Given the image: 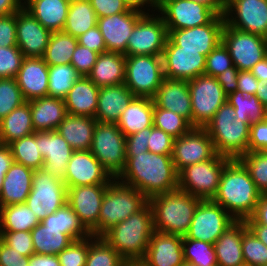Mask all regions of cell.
I'll return each mask as SVG.
<instances>
[{
	"label": "cell",
	"mask_w": 267,
	"mask_h": 266,
	"mask_svg": "<svg viewBox=\"0 0 267 266\" xmlns=\"http://www.w3.org/2000/svg\"><path fill=\"white\" fill-rule=\"evenodd\" d=\"M136 188L148 199L178 189V172L172 155H161L150 151L126 157L123 171L116 178Z\"/></svg>",
	"instance_id": "1"
},
{
	"label": "cell",
	"mask_w": 267,
	"mask_h": 266,
	"mask_svg": "<svg viewBox=\"0 0 267 266\" xmlns=\"http://www.w3.org/2000/svg\"><path fill=\"white\" fill-rule=\"evenodd\" d=\"M262 193L238 160H230L224 167L217 194L212 199L236 221H245L254 213Z\"/></svg>",
	"instance_id": "2"
},
{
	"label": "cell",
	"mask_w": 267,
	"mask_h": 266,
	"mask_svg": "<svg viewBox=\"0 0 267 266\" xmlns=\"http://www.w3.org/2000/svg\"><path fill=\"white\" fill-rule=\"evenodd\" d=\"M153 213L147 203L140 211L107 230L101 237L127 261L143 260L154 232Z\"/></svg>",
	"instance_id": "3"
},
{
	"label": "cell",
	"mask_w": 267,
	"mask_h": 266,
	"mask_svg": "<svg viewBox=\"0 0 267 266\" xmlns=\"http://www.w3.org/2000/svg\"><path fill=\"white\" fill-rule=\"evenodd\" d=\"M201 200L179 189L149 198L154 230L184 237Z\"/></svg>",
	"instance_id": "4"
},
{
	"label": "cell",
	"mask_w": 267,
	"mask_h": 266,
	"mask_svg": "<svg viewBox=\"0 0 267 266\" xmlns=\"http://www.w3.org/2000/svg\"><path fill=\"white\" fill-rule=\"evenodd\" d=\"M235 115V109L226 101L204 127L216 153L231 160L248 152L250 133V126Z\"/></svg>",
	"instance_id": "5"
},
{
	"label": "cell",
	"mask_w": 267,
	"mask_h": 266,
	"mask_svg": "<svg viewBox=\"0 0 267 266\" xmlns=\"http://www.w3.org/2000/svg\"><path fill=\"white\" fill-rule=\"evenodd\" d=\"M147 203L148 198L136 188L112 179L102 200L98 224L90 234L101 237L111 227L140 211Z\"/></svg>",
	"instance_id": "6"
},
{
	"label": "cell",
	"mask_w": 267,
	"mask_h": 266,
	"mask_svg": "<svg viewBox=\"0 0 267 266\" xmlns=\"http://www.w3.org/2000/svg\"><path fill=\"white\" fill-rule=\"evenodd\" d=\"M230 160L216 154L212 159L184 167L178 172V189L202 200L213 199L221 173Z\"/></svg>",
	"instance_id": "7"
},
{
	"label": "cell",
	"mask_w": 267,
	"mask_h": 266,
	"mask_svg": "<svg viewBox=\"0 0 267 266\" xmlns=\"http://www.w3.org/2000/svg\"><path fill=\"white\" fill-rule=\"evenodd\" d=\"M163 78L162 55L126 56L124 84L136 97L152 99Z\"/></svg>",
	"instance_id": "8"
},
{
	"label": "cell",
	"mask_w": 267,
	"mask_h": 266,
	"mask_svg": "<svg viewBox=\"0 0 267 266\" xmlns=\"http://www.w3.org/2000/svg\"><path fill=\"white\" fill-rule=\"evenodd\" d=\"M126 137L116 124L97 122L90 152L116 179L126 164Z\"/></svg>",
	"instance_id": "9"
},
{
	"label": "cell",
	"mask_w": 267,
	"mask_h": 266,
	"mask_svg": "<svg viewBox=\"0 0 267 266\" xmlns=\"http://www.w3.org/2000/svg\"><path fill=\"white\" fill-rule=\"evenodd\" d=\"M67 203V187L43 168L35 170L32 188L25 204L43 221Z\"/></svg>",
	"instance_id": "10"
},
{
	"label": "cell",
	"mask_w": 267,
	"mask_h": 266,
	"mask_svg": "<svg viewBox=\"0 0 267 266\" xmlns=\"http://www.w3.org/2000/svg\"><path fill=\"white\" fill-rule=\"evenodd\" d=\"M188 87L192 105V126L204 128L227 101V95L215 77L205 74L188 81Z\"/></svg>",
	"instance_id": "11"
},
{
	"label": "cell",
	"mask_w": 267,
	"mask_h": 266,
	"mask_svg": "<svg viewBox=\"0 0 267 266\" xmlns=\"http://www.w3.org/2000/svg\"><path fill=\"white\" fill-rule=\"evenodd\" d=\"M222 42L239 71H250L267 56V38L229 27L226 23L222 30Z\"/></svg>",
	"instance_id": "12"
},
{
	"label": "cell",
	"mask_w": 267,
	"mask_h": 266,
	"mask_svg": "<svg viewBox=\"0 0 267 266\" xmlns=\"http://www.w3.org/2000/svg\"><path fill=\"white\" fill-rule=\"evenodd\" d=\"M236 220L212 199L201 200L183 239H194L214 244Z\"/></svg>",
	"instance_id": "13"
},
{
	"label": "cell",
	"mask_w": 267,
	"mask_h": 266,
	"mask_svg": "<svg viewBox=\"0 0 267 266\" xmlns=\"http://www.w3.org/2000/svg\"><path fill=\"white\" fill-rule=\"evenodd\" d=\"M168 38L162 16L144 13L129 36L126 56L162 55Z\"/></svg>",
	"instance_id": "14"
},
{
	"label": "cell",
	"mask_w": 267,
	"mask_h": 266,
	"mask_svg": "<svg viewBox=\"0 0 267 266\" xmlns=\"http://www.w3.org/2000/svg\"><path fill=\"white\" fill-rule=\"evenodd\" d=\"M164 77L190 81L203 75L206 56L199 50L182 49L167 38L162 53Z\"/></svg>",
	"instance_id": "15"
},
{
	"label": "cell",
	"mask_w": 267,
	"mask_h": 266,
	"mask_svg": "<svg viewBox=\"0 0 267 266\" xmlns=\"http://www.w3.org/2000/svg\"><path fill=\"white\" fill-rule=\"evenodd\" d=\"M212 139L204 128L193 127L174 140L172 160L177 172L188 165L201 163L216 155Z\"/></svg>",
	"instance_id": "16"
},
{
	"label": "cell",
	"mask_w": 267,
	"mask_h": 266,
	"mask_svg": "<svg viewBox=\"0 0 267 266\" xmlns=\"http://www.w3.org/2000/svg\"><path fill=\"white\" fill-rule=\"evenodd\" d=\"M224 17L229 27L267 38V0H226Z\"/></svg>",
	"instance_id": "17"
},
{
	"label": "cell",
	"mask_w": 267,
	"mask_h": 266,
	"mask_svg": "<svg viewBox=\"0 0 267 266\" xmlns=\"http://www.w3.org/2000/svg\"><path fill=\"white\" fill-rule=\"evenodd\" d=\"M167 30L193 28L210 23L217 14L190 0H165L159 7Z\"/></svg>",
	"instance_id": "18"
},
{
	"label": "cell",
	"mask_w": 267,
	"mask_h": 266,
	"mask_svg": "<svg viewBox=\"0 0 267 266\" xmlns=\"http://www.w3.org/2000/svg\"><path fill=\"white\" fill-rule=\"evenodd\" d=\"M225 17L217 15L210 23L193 28L167 30L168 38L182 49L199 50L207 56L221 41Z\"/></svg>",
	"instance_id": "19"
},
{
	"label": "cell",
	"mask_w": 267,
	"mask_h": 266,
	"mask_svg": "<svg viewBox=\"0 0 267 266\" xmlns=\"http://www.w3.org/2000/svg\"><path fill=\"white\" fill-rule=\"evenodd\" d=\"M114 179L90 150L74 151L66 168L67 188L83 185H109Z\"/></svg>",
	"instance_id": "20"
},
{
	"label": "cell",
	"mask_w": 267,
	"mask_h": 266,
	"mask_svg": "<svg viewBox=\"0 0 267 266\" xmlns=\"http://www.w3.org/2000/svg\"><path fill=\"white\" fill-rule=\"evenodd\" d=\"M144 13L143 9L132 7L124 13L97 18V26L104 38L106 51L126 56L129 36Z\"/></svg>",
	"instance_id": "21"
},
{
	"label": "cell",
	"mask_w": 267,
	"mask_h": 266,
	"mask_svg": "<svg viewBox=\"0 0 267 266\" xmlns=\"http://www.w3.org/2000/svg\"><path fill=\"white\" fill-rule=\"evenodd\" d=\"M35 141L44 158L43 169L56 179L64 181L68 162L75 150L57 130L36 131Z\"/></svg>",
	"instance_id": "22"
},
{
	"label": "cell",
	"mask_w": 267,
	"mask_h": 266,
	"mask_svg": "<svg viewBox=\"0 0 267 266\" xmlns=\"http://www.w3.org/2000/svg\"><path fill=\"white\" fill-rule=\"evenodd\" d=\"M109 185H83L67 188V204L90 232L97 224L101 204Z\"/></svg>",
	"instance_id": "23"
},
{
	"label": "cell",
	"mask_w": 267,
	"mask_h": 266,
	"mask_svg": "<svg viewBox=\"0 0 267 266\" xmlns=\"http://www.w3.org/2000/svg\"><path fill=\"white\" fill-rule=\"evenodd\" d=\"M51 34L23 7L16 12L17 47L24 57L42 58Z\"/></svg>",
	"instance_id": "24"
},
{
	"label": "cell",
	"mask_w": 267,
	"mask_h": 266,
	"mask_svg": "<svg viewBox=\"0 0 267 266\" xmlns=\"http://www.w3.org/2000/svg\"><path fill=\"white\" fill-rule=\"evenodd\" d=\"M183 237L154 231L142 260L148 266H182Z\"/></svg>",
	"instance_id": "25"
},
{
	"label": "cell",
	"mask_w": 267,
	"mask_h": 266,
	"mask_svg": "<svg viewBox=\"0 0 267 266\" xmlns=\"http://www.w3.org/2000/svg\"><path fill=\"white\" fill-rule=\"evenodd\" d=\"M48 67L42 58H23L15 78L26 101L48 96Z\"/></svg>",
	"instance_id": "26"
},
{
	"label": "cell",
	"mask_w": 267,
	"mask_h": 266,
	"mask_svg": "<svg viewBox=\"0 0 267 266\" xmlns=\"http://www.w3.org/2000/svg\"><path fill=\"white\" fill-rule=\"evenodd\" d=\"M152 100L155 106L183 116L192 125V105L188 81L164 77Z\"/></svg>",
	"instance_id": "27"
},
{
	"label": "cell",
	"mask_w": 267,
	"mask_h": 266,
	"mask_svg": "<svg viewBox=\"0 0 267 266\" xmlns=\"http://www.w3.org/2000/svg\"><path fill=\"white\" fill-rule=\"evenodd\" d=\"M135 97L125 84L101 87L95 119L101 123L116 124L121 113Z\"/></svg>",
	"instance_id": "28"
},
{
	"label": "cell",
	"mask_w": 267,
	"mask_h": 266,
	"mask_svg": "<svg viewBox=\"0 0 267 266\" xmlns=\"http://www.w3.org/2000/svg\"><path fill=\"white\" fill-rule=\"evenodd\" d=\"M34 170L13 163L6 172L0 192V208L25 203L31 188Z\"/></svg>",
	"instance_id": "29"
},
{
	"label": "cell",
	"mask_w": 267,
	"mask_h": 266,
	"mask_svg": "<svg viewBox=\"0 0 267 266\" xmlns=\"http://www.w3.org/2000/svg\"><path fill=\"white\" fill-rule=\"evenodd\" d=\"M245 221H235L213 244L217 266H245L242 235L247 230Z\"/></svg>",
	"instance_id": "30"
},
{
	"label": "cell",
	"mask_w": 267,
	"mask_h": 266,
	"mask_svg": "<svg viewBox=\"0 0 267 266\" xmlns=\"http://www.w3.org/2000/svg\"><path fill=\"white\" fill-rule=\"evenodd\" d=\"M99 89L88 77L81 76L64 99L67 114L95 118Z\"/></svg>",
	"instance_id": "31"
},
{
	"label": "cell",
	"mask_w": 267,
	"mask_h": 266,
	"mask_svg": "<svg viewBox=\"0 0 267 266\" xmlns=\"http://www.w3.org/2000/svg\"><path fill=\"white\" fill-rule=\"evenodd\" d=\"M70 2L71 0H26L23 8L43 27L58 32L63 31L65 26Z\"/></svg>",
	"instance_id": "32"
},
{
	"label": "cell",
	"mask_w": 267,
	"mask_h": 266,
	"mask_svg": "<svg viewBox=\"0 0 267 266\" xmlns=\"http://www.w3.org/2000/svg\"><path fill=\"white\" fill-rule=\"evenodd\" d=\"M28 102L35 132L56 130L67 115L63 99L46 96Z\"/></svg>",
	"instance_id": "33"
},
{
	"label": "cell",
	"mask_w": 267,
	"mask_h": 266,
	"mask_svg": "<svg viewBox=\"0 0 267 266\" xmlns=\"http://www.w3.org/2000/svg\"><path fill=\"white\" fill-rule=\"evenodd\" d=\"M125 59L121 53L106 51L98 55L95 65L87 76L97 87L124 84Z\"/></svg>",
	"instance_id": "34"
},
{
	"label": "cell",
	"mask_w": 267,
	"mask_h": 266,
	"mask_svg": "<svg viewBox=\"0 0 267 266\" xmlns=\"http://www.w3.org/2000/svg\"><path fill=\"white\" fill-rule=\"evenodd\" d=\"M97 120L67 114L56 129L75 150H90Z\"/></svg>",
	"instance_id": "35"
},
{
	"label": "cell",
	"mask_w": 267,
	"mask_h": 266,
	"mask_svg": "<svg viewBox=\"0 0 267 266\" xmlns=\"http://www.w3.org/2000/svg\"><path fill=\"white\" fill-rule=\"evenodd\" d=\"M154 102L148 97H135L116 123L125 137L153 126Z\"/></svg>",
	"instance_id": "36"
},
{
	"label": "cell",
	"mask_w": 267,
	"mask_h": 266,
	"mask_svg": "<svg viewBox=\"0 0 267 266\" xmlns=\"http://www.w3.org/2000/svg\"><path fill=\"white\" fill-rule=\"evenodd\" d=\"M34 132L30 104L26 101L0 121V144L9 145Z\"/></svg>",
	"instance_id": "37"
},
{
	"label": "cell",
	"mask_w": 267,
	"mask_h": 266,
	"mask_svg": "<svg viewBox=\"0 0 267 266\" xmlns=\"http://www.w3.org/2000/svg\"><path fill=\"white\" fill-rule=\"evenodd\" d=\"M34 253L42 255H58L74 240L59 229L48 228L41 222L31 231Z\"/></svg>",
	"instance_id": "38"
},
{
	"label": "cell",
	"mask_w": 267,
	"mask_h": 266,
	"mask_svg": "<svg viewBox=\"0 0 267 266\" xmlns=\"http://www.w3.org/2000/svg\"><path fill=\"white\" fill-rule=\"evenodd\" d=\"M97 26V16L89 0H71L63 31L79 37Z\"/></svg>",
	"instance_id": "39"
},
{
	"label": "cell",
	"mask_w": 267,
	"mask_h": 266,
	"mask_svg": "<svg viewBox=\"0 0 267 266\" xmlns=\"http://www.w3.org/2000/svg\"><path fill=\"white\" fill-rule=\"evenodd\" d=\"M41 223L48 228L59 229L60 232L69 235L74 241L91 236L67 203L54 213L47 215Z\"/></svg>",
	"instance_id": "40"
},
{
	"label": "cell",
	"mask_w": 267,
	"mask_h": 266,
	"mask_svg": "<svg viewBox=\"0 0 267 266\" xmlns=\"http://www.w3.org/2000/svg\"><path fill=\"white\" fill-rule=\"evenodd\" d=\"M40 223L35 213L25 204L0 208V231H31Z\"/></svg>",
	"instance_id": "41"
},
{
	"label": "cell",
	"mask_w": 267,
	"mask_h": 266,
	"mask_svg": "<svg viewBox=\"0 0 267 266\" xmlns=\"http://www.w3.org/2000/svg\"><path fill=\"white\" fill-rule=\"evenodd\" d=\"M77 45L76 37L64 31L52 32L42 59L48 66L70 64Z\"/></svg>",
	"instance_id": "42"
},
{
	"label": "cell",
	"mask_w": 267,
	"mask_h": 266,
	"mask_svg": "<svg viewBox=\"0 0 267 266\" xmlns=\"http://www.w3.org/2000/svg\"><path fill=\"white\" fill-rule=\"evenodd\" d=\"M227 101L235 109V118H239L249 126L265 120L266 107L256 95L236 90L227 96Z\"/></svg>",
	"instance_id": "43"
},
{
	"label": "cell",
	"mask_w": 267,
	"mask_h": 266,
	"mask_svg": "<svg viewBox=\"0 0 267 266\" xmlns=\"http://www.w3.org/2000/svg\"><path fill=\"white\" fill-rule=\"evenodd\" d=\"M48 96L65 99L73 84L81 77L71 64L48 67Z\"/></svg>",
	"instance_id": "44"
},
{
	"label": "cell",
	"mask_w": 267,
	"mask_h": 266,
	"mask_svg": "<svg viewBox=\"0 0 267 266\" xmlns=\"http://www.w3.org/2000/svg\"><path fill=\"white\" fill-rule=\"evenodd\" d=\"M9 146L15 163L24 165L34 171L43 168L44 158L38 150L35 132L13 141Z\"/></svg>",
	"instance_id": "45"
},
{
	"label": "cell",
	"mask_w": 267,
	"mask_h": 266,
	"mask_svg": "<svg viewBox=\"0 0 267 266\" xmlns=\"http://www.w3.org/2000/svg\"><path fill=\"white\" fill-rule=\"evenodd\" d=\"M125 263L121 255L102 237H88L86 266H125Z\"/></svg>",
	"instance_id": "46"
},
{
	"label": "cell",
	"mask_w": 267,
	"mask_h": 266,
	"mask_svg": "<svg viewBox=\"0 0 267 266\" xmlns=\"http://www.w3.org/2000/svg\"><path fill=\"white\" fill-rule=\"evenodd\" d=\"M153 126L162 129L173 138L181 137L188 133L193 126L183 116L173 111L162 109L154 105Z\"/></svg>",
	"instance_id": "47"
},
{
	"label": "cell",
	"mask_w": 267,
	"mask_h": 266,
	"mask_svg": "<svg viewBox=\"0 0 267 266\" xmlns=\"http://www.w3.org/2000/svg\"><path fill=\"white\" fill-rule=\"evenodd\" d=\"M184 261L195 266H217V259L213 244L194 239H183Z\"/></svg>",
	"instance_id": "48"
},
{
	"label": "cell",
	"mask_w": 267,
	"mask_h": 266,
	"mask_svg": "<svg viewBox=\"0 0 267 266\" xmlns=\"http://www.w3.org/2000/svg\"><path fill=\"white\" fill-rule=\"evenodd\" d=\"M262 195L267 194V151L247 152L238 159Z\"/></svg>",
	"instance_id": "49"
},
{
	"label": "cell",
	"mask_w": 267,
	"mask_h": 266,
	"mask_svg": "<svg viewBox=\"0 0 267 266\" xmlns=\"http://www.w3.org/2000/svg\"><path fill=\"white\" fill-rule=\"evenodd\" d=\"M25 102L16 78H0V121Z\"/></svg>",
	"instance_id": "50"
},
{
	"label": "cell",
	"mask_w": 267,
	"mask_h": 266,
	"mask_svg": "<svg viewBox=\"0 0 267 266\" xmlns=\"http://www.w3.org/2000/svg\"><path fill=\"white\" fill-rule=\"evenodd\" d=\"M241 247L245 266L267 265V246L249 229L242 235Z\"/></svg>",
	"instance_id": "51"
},
{
	"label": "cell",
	"mask_w": 267,
	"mask_h": 266,
	"mask_svg": "<svg viewBox=\"0 0 267 266\" xmlns=\"http://www.w3.org/2000/svg\"><path fill=\"white\" fill-rule=\"evenodd\" d=\"M233 66L228 48L221 41L207 56L204 74L216 77Z\"/></svg>",
	"instance_id": "52"
},
{
	"label": "cell",
	"mask_w": 267,
	"mask_h": 266,
	"mask_svg": "<svg viewBox=\"0 0 267 266\" xmlns=\"http://www.w3.org/2000/svg\"><path fill=\"white\" fill-rule=\"evenodd\" d=\"M23 58V53L17 46L0 47V78H15Z\"/></svg>",
	"instance_id": "53"
},
{
	"label": "cell",
	"mask_w": 267,
	"mask_h": 266,
	"mask_svg": "<svg viewBox=\"0 0 267 266\" xmlns=\"http://www.w3.org/2000/svg\"><path fill=\"white\" fill-rule=\"evenodd\" d=\"M88 239L73 241L58 255L61 266H86Z\"/></svg>",
	"instance_id": "54"
},
{
	"label": "cell",
	"mask_w": 267,
	"mask_h": 266,
	"mask_svg": "<svg viewBox=\"0 0 267 266\" xmlns=\"http://www.w3.org/2000/svg\"><path fill=\"white\" fill-rule=\"evenodd\" d=\"M0 239L25 257L34 254L32 235L29 231H0Z\"/></svg>",
	"instance_id": "55"
},
{
	"label": "cell",
	"mask_w": 267,
	"mask_h": 266,
	"mask_svg": "<svg viewBox=\"0 0 267 266\" xmlns=\"http://www.w3.org/2000/svg\"><path fill=\"white\" fill-rule=\"evenodd\" d=\"M99 53L82 45H77L70 64L77 70L80 76H88L96 63Z\"/></svg>",
	"instance_id": "56"
},
{
	"label": "cell",
	"mask_w": 267,
	"mask_h": 266,
	"mask_svg": "<svg viewBox=\"0 0 267 266\" xmlns=\"http://www.w3.org/2000/svg\"><path fill=\"white\" fill-rule=\"evenodd\" d=\"M174 140L175 138L162 129L152 126L148 140V151L161 155H172Z\"/></svg>",
	"instance_id": "57"
},
{
	"label": "cell",
	"mask_w": 267,
	"mask_h": 266,
	"mask_svg": "<svg viewBox=\"0 0 267 266\" xmlns=\"http://www.w3.org/2000/svg\"><path fill=\"white\" fill-rule=\"evenodd\" d=\"M97 18L129 11L132 7L125 0H89Z\"/></svg>",
	"instance_id": "58"
},
{
	"label": "cell",
	"mask_w": 267,
	"mask_h": 266,
	"mask_svg": "<svg viewBox=\"0 0 267 266\" xmlns=\"http://www.w3.org/2000/svg\"><path fill=\"white\" fill-rule=\"evenodd\" d=\"M151 127L138 131L126 137V157H134L136 154L148 151V140Z\"/></svg>",
	"instance_id": "59"
},
{
	"label": "cell",
	"mask_w": 267,
	"mask_h": 266,
	"mask_svg": "<svg viewBox=\"0 0 267 266\" xmlns=\"http://www.w3.org/2000/svg\"><path fill=\"white\" fill-rule=\"evenodd\" d=\"M17 46L16 13L0 16V47Z\"/></svg>",
	"instance_id": "60"
},
{
	"label": "cell",
	"mask_w": 267,
	"mask_h": 266,
	"mask_svg": "<svg viewBox=\"0 0 267 266\" xmlns=\"http://www.w3.org/2000/svg\"><path fill=\"white\" fill-rule=\"evenodd\" d=\"M267 151V120L250 125L248 152Z\"/></svg>",
	"instance_id": "61"
},
{
	"label": "cell",
	"mask_w": 267,
	"mask_h": 266,
	"mask_svg": "<svg viewBox=\"0 0 267 266\" xmlns=\"http://www.w3.org/2000/svg\"><path fill=\"white\" fill-rule=\"evenodd\" d=\"M78 44L99 54L106 52V44L98 26L77 37Z\"/></svg>",
	"instance_id": "62"
},
{
	"label": "cell",
	"mask_w": 267,
	"mask_h": 266,
	"mask_svg": "<svg viewBox=\"0 0 267 266\" xmlns=\"http://www.w3.org/2000/svg\"><path fill=\"white\" fill-rule=\"evenodd\" d=\"M29 257L21 255L0 239V266H28Z\"/></svg>",
	"instance_id": "63"
},
{
	"label": "cell",
	"mask_w": 267,
	"mask_h": 266,
	"mask_svg": "<svg viewBox=\"0 0 267 266\" xmlns=\"http://www.w3.org/2000/svg\"><path fill=\"white\" fill-rule=\"evenodd\" d=\"M238 73L239 70L233 65L215 77L227 96L237 90Z\"/></svg>",
	"instance_id": "64"
},
{
	"label": "cell",
	"mask_w": 267,
	"mask_h": 266,
	"mask_svg": "<svg viewBox=\"0 0 267 266\" xmlns=\"http://www.w3.org/2000/svg\"><path fill=\"white\" fill-rule=\"evenodd\" d=\"M258 79L250 71H239L237 90L244 94L256 95Z\"/></svg>",
	"instance_id": "65"
},
{
	"label": "cell",
	"mask_w": 267,
	"mask_h": 266,
	"mask_svg": "<svg viewBox=\"0 0 267 266\" xmlns=\"http://www.w3.org/2000/svg\"><path fill=\"white\" fill-rule=\"evenodd\" d=\"M246 224L267 225V195H262L258 200L256 209L252 216L245 220Z\"/></svg>",
	"instance_id": "66"
},
{
	"label": "cell",
	"mask_w": 267,
	"mask_h": 266,
	"mask_svg": "<svg viewBox=\"0 0 267 266\" xmlns=\"http://www.w3.org/2000/svg\"><path fill=\"white\" fill-rule=\"evenodd\" d=\"M14 163L12 150L9 145L0 144V192L6 172Z\"/></svg>",
	"instance_id": "67"
},
{
	"label": "cell",
	"mask_w": 267,
	"mask_h": 266,
	"mask_svg": "<svg viewBox=\"0 0 267 266\" xmlns=\"http://www.w3.org/2000/svg\"><path fill=\"white\" fill-rule=\"evenodd\" d=\"M28 266H61L57 255L36 254L29 256Z\"/></svg>",
	"instance_id": "68"
},
{
	"label": "cell",
	"mask_w": 267,
	"mask_h": 266,
	"mask_svg": "<svg viewBox=\"0 0 267 266\" xmlns=\"http://www.w3.org/2000/svg\"><path fill=\"white\" fill-rule=\"evenodd\" d=\"M22 0H0V16L16 13L23 7Z\"/></svg>",
	"instance_id": "69"
},
{
	"label": "cell",
	"mask_w": 267,
	"mask_h": 266,
	"mask_svg": "<svg viewBox=\"0 0 267 266\" xmlns=\"http://www.w3.org/2000/svg\"><path fill=\"white\" fill-rule=\"evenodd\" d=\"M212 9L217 15L224 16L226 12V0H190Z\"/></svg>",
	"instance_id": "70"
},
{
	"label": "cell",
	"mask_w": 267,
	"mask_h": 266,
	"mask_svg": "<svg viewBox=\"0 0 267 266\" xmlns=\"http://www.w3.org/2000/svg\"><path fill=\"white\" fill-rule=\"evenodd\" d=\"M250 72L259 80H267V56L253 66Z\"/></svg>",
	"instance_id": "71"
},
{
	"label": "cell",
	"mask_w": 267,
	"mask_h": 266,
	"mask_svg": "<svg viewBox=\"0 0 267 266\" xmlns=\"http://www.w3.org/2000/svg\"><path fill=\"white\" fill-rule=\"evenodd\" d=\"M247 228L267 246V225L246 224Z\"/></svg>",
	"instance_id": "72"
},
{
	"label": "cell",
	"mask_w": 267,
	"mask_h": 266,
	"mask_svg": "<svg viewBox=\"0 0 267 266\" xmlns=\"http://www.w3.org/2000/svg\"><path fill=\"white\" fill-rule=\"evenodd\" d=\"M256 96L258 100L267 107V80H258Z\"/></svg>",
	"instance_id": "73"
},
{
	"label": "cell",
	"mask_w": 267,
	"mask_h": 266,
	"mask_svg": "<svg viewBox=\"0 0 267 266\" xmlns=\"http://www.w3.org/2000/svg\"><path fill=\"white\" fill-rule=\"evenodd\" d=\"M125 1L129 3L131 7L138 8V9H142L144 5L150 4V0H125Z\"/></svg>",
	"instance_id": "74"
},
{
	"label": "cell",
	"mask_w": 267,
	"mask_h": 266,
	"mask_svg": "<svg viewBox=\"0 0 267 266\" xmlns=\"http://www.w3.org/2000/svg\"><path fill=\"white\" fill-rule=\"evenodd\" d=\"M125 266H148V265L142 260H138V261H127L125 263Z\"/></svg>",
	"instance_id": "75"
},
{
	"label": "cell",
	"mask_w": 267,
	"mask_h": 266,
	"mask_svg": "<svg viewBox=\"0 0 267 266\" xmlns=\"http://www.w3.org/2000/svg\"><path fill=\"white\" fill-rule=\"evenodd\" d=\"M165 0H150V5L149 6H153L155 7V10L158 9V7L164 2Z\"/></svg>",
	"instance_id": "76"
},
{
	"label": "cell",
	"mask_w": 267,
	"mask_h": 266,
	"mask_svg": "<svg viewBox=\"0 0 267 266\" xmlns=\"http://www.w3.org/2000/svg\"><path fill=\"white\" fill-rule=\"evenodd\" d=\"M182 266H195L194 264H191L189 262L184 261V263L182 264Z\"/></svg>",
	"instance_id": "77"
},
{
	"label": "cell",
	"mask_w": 267,
	"mask_h": 266,
	"mask_svg": "<svg viewBox=\"0 0 267 266\" xmlns=\"http://www.w3.org/2000/svg\"><path fill=\"white\" fill-rule=\"evenodd\" d=\"M265 119L267 120V107H266Z\"/></svg>",
	"instance_id": "78"
}]
</instances>
